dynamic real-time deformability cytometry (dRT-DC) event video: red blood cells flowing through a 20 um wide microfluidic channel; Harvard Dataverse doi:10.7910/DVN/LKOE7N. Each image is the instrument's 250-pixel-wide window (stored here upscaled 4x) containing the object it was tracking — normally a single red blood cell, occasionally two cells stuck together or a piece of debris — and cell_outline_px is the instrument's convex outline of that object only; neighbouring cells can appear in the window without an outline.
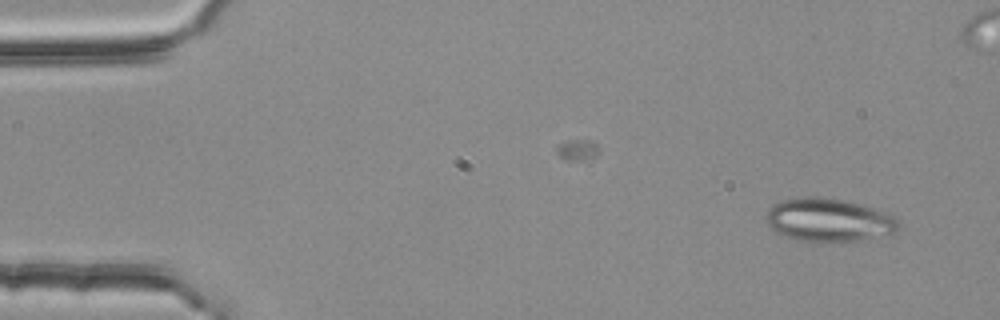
{"species": "common noctule bat (a hibernating species)", "species_latin": "Nyctalus noctula", "temperature_condition": "room temperature", "stored_images_in_passage": 3, "camera_frame_rate_fps": 3000, "um_per_image_px": 0.085, "animal": {"sex": "female", "body_mass_g": 25.1}, "frame": {"image": 1, "passage_image": 3, "time_ms": 0.667, "image_size_px": [1000, 320], "cell_outline_px": [[900, 228], [896, 232], [856, 240], [800, 240], [776, 232], [764, 220], [764, 216], [776, 204], [784, 200], [800, 196], [816, 196], [840, 200], [872, 208], [892, 216], [900, 224]], "centroid_in_image_um": [70.4, 18.68], "position_along_channel_um": 14.6, "area_um2": 32.19}}